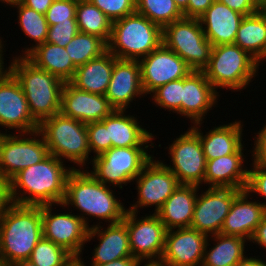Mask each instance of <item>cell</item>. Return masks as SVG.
Returning <instances> with one entry per match:
<instances>
[{
    "instance_id": "obj_1",
    "label": "cell",
    "mask_w": 266,
    "mask_h": 266,
    "mask_svg": "<svg viewBox=\"0 0 266 266\" xmlns=\"http://www.w3.org/2000/svg\"><path fill=\"white\" fill-rule=\"evenodd\" d=\"M63 163L49 154L41 162L19 171L8 181L10 202L32 206L61 204L68 175L75 169Z\"/></svg>"
},
{
    "instance_id": "obj_2",
    "label": "cell",
    "mask_w": 266,
    "mask_h": 266,
    "mask_svg": "<svg viewBox=\"0 0 266 266\" xmlns=\"http://www.w3.org/2000/svg\"><path fill=\"white\" fill-rule=\"evenodd\" d=\"M109 186L98 181L89 170L75 168L68 175L65 197L59 206L64 209L71 205L82 212L78 216L88 228L91 226L86 215L109 224L121 222L127 209Z\"/></svg>"
},
{
    "instance_id": "obj_3",
    "label": "cell",
    "mask_w": 266,
    "mask_h": 266,
    "mask_svg": "<svg viewBox=\"0 0 266 266\" xmlns=\"http://www.w3.org/2000/svg\"><path fill=\"white\" fill-rule=\"evenodd\" d=\"M42 237L41 206L10 203L0 218V261L29 259Z\"/></svg>"
},
{
    "instance_id": "obj_4",
    "label": "cell",
    "mask_w": 266,
    "mask_h": 266,
    "mask_svg": "<svg viewBox=\"0 0 266 266\" xmlns=\"http://www.w3.org/2000/svg\"><path fill=\"white\" fill-rule=\"evenodd\" d=\"M14 58L8 70L19 81L33 119L40 124L43 120L60 113L61 94L65 82L36 67L25 56L18 55Z\"/></svg>"
},
{
    "instance_id": "obj_5",
    "label": "cell",
    "mask_w": 266,
    "mask_h": 266,
    "mask_svg": "<svg viewBox=\"0 0 266 266\" xmlns=\"http://www.w3.org/2000/svg\"><path fill=\"white\" fill-rule=\"evenodd\" d=\"M161 44L162 28L135 12L113 21L107 50L117 59L139 60Z\"/></svg>"
},
{
    "instance_id": "obj_6",
    "label": "cell",
    "mask_w": 266,
    "mask_h": 266,
    "mask_svg": "<svg viewBox=\"0 0 266 266\" xmlns=\"http://www.w3.org/2000/svg\"><path fill=\"white\" fill-rule=\"evenodd\" d=\"M38 131L44 138L49 154L61 161L67 159L83 169L90 155L85 123L58 113L43 120Z\"/></svg>"
},
{
    "instance_id": "obj_7",
    "label": "cell",
    "mask_w": 266,
    "mask_h": 266,
    "mask_svg": "<svg viewBox=\"0 0 266 266\" xmlns=\"http://www.w3.org/2000/svg\"><path fill=\"white\" fill-rule=\"evenodd\" d=\"M259 63L236 44L213 46L208 65L202 70L217 90L239 91L246 89L256 77Z\"/></svg>"
},
{
    "instance_id": "obj_8",
    "label": "cell",
    "mask_w": 266,
    "mask_h": 266,
    "mask_svg": "<svg viewBox=\"0 0 266 266\" xmlns=\"http://www.w3.org/2000/svg\"><path fill=\"white\" fill-rule=\"evenodd\" d=\"M162 44L195 71H202L208 65L213 49L198 18L183 17L163 27Z\"/></svg>"
},
{
    "instance_id": "obj_9",
    "label": "cell",
    "mask_w": 266,
    "mask_h": 266,
    "mask_svg": "<svg viewBox=\"0 0 266 266\" xmlns=\"http://www.w3.org/2000/svg\"><path fill=\"white\" fill-rule=\"evenodd\" d=\"M148 147H112L97 156H91L92 171L89 172L103 184L119 186L134 182L144 166L154 157ZM94 170V171H93Z\"/></svg>"
},
{
    "instance_id": "obj_10",
    "label": "cell",
    "mask_w": 266,
    "mask_h": 266,
    "mask_svg": "<svg viewBox=\"0 0 266 266\" xmlns=\"http://www.w3.org/2000/svg\"><path fill=\"white\" fill-rule=\"evenodd\" d=\"M48 155V147L38 130L19 135L0 133V178L8 182L19 171L41 162Z\"/></svg>"
},
{
    "instance_id": "obj_11",
    "label": "cell",
    "mask_w": 266,
    "mask_h": 266,
    "mask_svg": "<svg viewBox=\"0 0 266 266\" xmlns=\"http://www.w3.org/2000/svg\"><path fill=\"white\" fill-rule=\"evenodd\" d=\"M137 214L127 210L122 220L128 229L131 254L140 262H159L167 230L155 213L141 219L137 218Z\"/></svg>"
},
{
    "instance_id": "obj_12",
    "label": "cell",
    "mask_w": 266,
    "mask_h": 266,
    "mask_svg": "<svg viewBox=\"0 0 266 266\" xmlns=\"http://www.w3.org/2000/svg\"><path fill=\"white\" fill-rule=\"evenodd\" d=\"M153 157L143 168L142 172L134 179L138 198L128 211L138 213L139 208L154 206V213L161 208L164 202L172 195L180 183L177 177L162 160Z\"/></svg>"
},
{
    "instance_id": "obj_13",
    "label": "cell",
    "mask_w": 266,
    "mask_h": 266,
    "mask_svg": "<svg viewBox=\"0 0 266 266\" xmlns=\"http://www.w3.org/2000/svg\"><path fill=\"white\" fill-rule=\"evenodd\" d=\"M188 130L168 147L172 166H166L180 184L201 186L207 161L199 136L191 128Z\"/></svg>"
},
{
    "instance_id": "obj_14",
    "label": "cell",
    "mask_w": 266,
    "mask_h": 266,
    "mask_svg": "<svg viewBox=\"0 0 266 266\" xmlns=\"http://www.w3.org/2000/svg\"><path fill=\"white\" fill-rule=\"evenodd\" d=\"M52 206H41L43 237L63 247L74 257H81L89 228L70 211L52 215Z\"/></svg>"
},
{
    "instance_id": "obj_15",
    "label": "cell",
    "mask_w": 266,
    "mask_h": 266,
    "mask_svg": "<svg viewBox=\"0 0 266 266\" xmlns=\"http://www.w3.org/2000/svg\"><path fill=\"white\" fill-rule=\"evenodd\" d=\"M138 62L145 95L170 81L182 79L193 71L180 56L163 44Z\"/></svg>"
},
{
    "instance_id": "obj_16",
    "label": "cell",
    "mask_w": 266,
    "mask_h": 266,
    "mask_svg": "<svg viewBox=\"0 0 266 266\" xmlns=\"http://www.w3.org/2000/svg\"><path fill=\"white\" fill-rule=\"evenodd\" d=\"M0 126L19 133L38 130L19 81L7 69L0 74Z\"/></svg>"
},
{
    "instance_id": "obj_17",
    "label": "cell",
    "mask_w": 266,
    "mask_h": 266,
    "mask_svg": "<svg viewBox=\"0 0 266 266\" xmlns=\"http://www.w3.org/2000/svg\"><path fill=\"white\" fill-rule=\"evenodd\" d=\"M241 191L235 188L209 187L197 195L190 227L209 236L220 233L231 205Z\"/></svg>"
},
{
    "instance_id": "obj_18",
    "label": "cell",
    "mask_w": 266,
    "mask_h": 266,
    "mask_svg": "<svg viewBox=\"0 0 266 266\" xmlns=\"http://www.w3.org/2000/svg\"><path fill=\"white\" fill-rule=\"evenodd\" d=\"M208 237L191 227L167 230L159 262L165 266H201Z\"/></svg>"
},
{
    "instance_id": "obj_19",
    "label": "cell",
    "mask_w": 266,
    "mask_h": 266,
    "mask_svg": "<svg viewBox=\"0 0 266 266\" xmlns=\"http://www.w3.org/2000/svg\"><path fill=\"white\" fill-rule=\"evenodd\" d=\"M114 110L104 95L86 92L65 82L61 94L62 115L88 124L102 121Z\"/></svg>"
},
{
    "instance_id": "obj_20",
    "label": "cell",
    "mask_w": 266,
    "mask_h": 266,
    "mask_svg": "<svg viewBox=\"0 0 266 266\" xmlns=\"http://www.w3.org/2000/svg\"><path fill=\"white\" fill-rule=\"evenodd\" d=\"M218 98L219 92L204 72L193 70L183 78L181 116L189 118L192 124L203 123L204 116L216 106Z\"/></svg>"
},
{
    "instance_id": "obj_21",
    "label": "cell",
    "mask_w": 266,
    "mask_h": 266,
    "mask_svg": "<svg viewBox=\"0 0 266 266\" xmlns=\"http://www.w3.org/2000/svg\"><path fill=\"white\" fill-rule=\"evenodd\" d=\"M138 60L114 62L110 83L105 94L115 110H125L139 96H144ZM136 97V98H135Z\"/></svg>"
},
{
    "instance_id": "obj_22",
    "label": "cell",
    "mask_w": 266,
    "mask_h": 266,
    "mask_svg": "<svg viewBox=\"0 0 266 266\" xmlns=\"http://www.w3.org/2000/svg\"><path fill=\"white\" fill-rule=\"evenodd\" d=\"M96 236L99 238H97L99 244L93 250L91 265L105 264L116 259L132 257L128 229L123 221L108 224L105 229L100 226V222L97 225H91L86 244Z\"/></svg>"
},
{
    "instance_id": "obj_23",
    "label": "cell",
    "mask_w": 266,
    "mask_h": 266,
    "mask_svg": "<svg viewBox=\"0 0 266 266\" xmlns=\"http://www.w3.org/2000/svg\"><path fill=\"white\" fill-rule=\"evenodd\" d=\"M249 196L252 195L245 189L235 197L222 225L221 234L239 236L250 241L266 209L261 202L249 201Z\"/></svg>"
},
{
    "instance_id": "obj_24",
    "label": "cell",
    "mask_w": 266,
    "mask_h": 266,
    "mask_svg": "<svg viewBox=\"0 0 266 266\" xmlns=\"http://www.w3.org/2000/svg\"><path fill=\"white\" fill-rule=\"evenodd\" d=\"M244 15L215 0L198 18L203 32L213 46L234 44Z\"/></svg>"
},
{
    "instance_id": "obj_25",
    "label": "cell",
    "mask_w": 266,
    "mask_h": 266,
    "mask_svg": "<svg viewBox=\"0 0 266 266\" xmlns=\"http://www.w3.org/2000/svg\"><path fill=\"white\" fill-rule=\"evenodd\" d=\"M244 145L235 153L208 160L205 167L204 183L208 187L235 188L245 190L249 169H243Z\"/></svg>"
},
{
    "instance_id": "obj_26",
    "label": "cell",
    "mask_w": 266,
    "mask_h": 266,
    "mask_svg": "<svg viewBox=\"0 0 266 266\" xmlns=\"http://www.w3.org/2000/svg\"><path fill=\"white\" fill-rule=\"evenodd\" d=\"M124 113H126L125 110H114L102 120L107 128L108 141H111V148L155 147L152 143L154 134L139 125L135 116ZM147 143L151 145H146Z\"/></svg>"
},
{
    "instance_id": "obj_27",
    "label": "cell",
    "mask_w": 266,
    "mask_h": 266,
    "mask_svg": "<svg viewBox=\"0 0 266 266\" xmlns=\"http://www.w3.org/2000/svg\"><path fill=\"white\" fill-rule=\"evenodd\" d=\"M200 186L180 184L156 212L166 230L188 228Z\"/></svg>"
},
{
    "instance_id": "obj_28",
    "label": "cell",
    "mask_w": 266,
    "mask_h": 266,
    "mask_svg": "<svg viewBox=\"0 0 266 266\" xmlns=\"http://www.w3.org/2000/svg\"><path fill=\"white\" fill-rule=\"evenodd\" d=\"M201 124H194L190 128L199 136L206 161L233 154L244 144L241 120L214 127L206 135L200 129Z\"/></svg>"
},
{
    "instance_id": "obj_29",
    "label": "cell",
    "mask_w": 266,
    "mask_h": 266,
    "mask_svg": "<svg viewBox=\"0 0 266 266\" xmlns=\"http://www.w3.org/2000/svg\"><path fill=\"white\" fill-rule=\"evenodd\" d=\"M116 60L107 50L100 57L77 67L69 82L78 89L105 96Z\"/></svg>"
},
{
    "instance_id": "obj_30",
    "label": "cell",
    "mask_w": 266,
    "mask_h": 266,
    "mask_svg": "<svg viewBox=\"0 0 266 266\" xmlns=\"http://www.w3.org/2000/svg\"><path fill=\"white\" fill-rule=\"evenodd\" d=\"M25 57L36 67L48 71L64 82H69L76 71L66 49L53 43L40 44Z\"/></svg>"
},
{
    "instance_id": "obj_31",
    "label": "cell",
    "mask_w": 266,
    "mask_h": 266,
    "mask_svg": "<svg viewBox=\"0 0 266 266\" xmlns=\"http://www.w3.org/2000/svg\"><path fill=\"white\" fill-rule=\"evenodd\" d=\"M234 44L246 51L259 64L266 61V12L263 9L244 16Z\"/></svg>"
},
{
    "instance_id": "obj_32",
    "label": "cell",
    "mask_w": 266,
    "mask_h": 266,
    "mask_svg": "<svg viewBox=\"0 0 266 266\" xmlns=\"http://www.w3.org/2000/svg\"><path fill=\"white\" fill-rule=\"evenodd\" d=\"M210 238L216 242L212 248L208 247ZM246 241L248 240L239 236L221 233L210 235L206 243L201 266H236L247 257L244 255Z\"/></svg>"
},
{
    "instance_id": "obj_33",
    "label": "cell",
    "mask_w": 266,
    "mask_h": 266,
    "mask_svg": "<svg viewBox=\"0 0 266 266\" xmlns=\"http://www.w3.org/2000/svg\"><path fill=\"white\" fill-rule=\"evenodd\" d=\"M75 17L80 32L95 35L108 44L113 22L98 7L89 0H78Z\"/></svg>"
},
{
    "instance_id": "obj_34",
    "label": "cell",
    "mask_w": 266,
    "mask_h": 266,
    "mask_svg": "<svg viewBox=\"0 0 266 266\" xmlns=\"http://www.w3.org/2000/svg\"><path fill=\"white\" fill-rule=\"evenodd\" d=\"M9 6L18 9L17 20L23 33L35 42L30 47L22 51V56H26L34 47L43 44L47 40L49 25L44 14L25 6L22 2H16Z\"/></svg>"
},
{
    "instance_id": "obj_35",
    "label": "cell",
    "mask_w": 266,
    "mask_h": 266,
    "mask_svg": "<svg viewBox=\"0 0 266 266\" xmlns=\"http://www.w3.org/2000/svg\"><path fill=\"white\" fill-rule=\"evenodd\" d=\"M65 49L77 68L90 60L100 57L107 51V44L95 35L79 31Z\"/></svg>"
},
{
    "instance_id": "obj_36",
    "label": "cell",
    "mask_w": 266,
    "mask_h": 266,
    "mask_svg": "<svg viewBox=\"0 0 266 266\" xmlns=\"http://www.w3.org/2000/svg\"><path fill=\"white\" fill-rule=\"evenodd\" d=\"M136 12L161 28L183 18L174 0H135Z\"/></svg>"
},
{
    "instance_id": "obj_37",
    "label": "cell",
    "mask_w": 266,
    "mask_h": 266,
    "mask_svg": "<svg viewBox=\"0 0 266 266\" xmlns=\"http://www.w3.org/2000/svg\"><path fill=\"white\" fill-rule=\"evenodd\" d=\"M74 256L63 247L42 237L33 249L29 260L37 266H67Z\"/></svg>"
},
{
    "instance_id": "obj_38",
    "label": "cell",
    "mask_w": 266,
    "mask_h": 266,
    "mask_svg": "<svg viewBox=\"0 0 266 266\" xmlns=\"http://www.w3.org/2000/svg\"><path fill=\"white\" fill-rule=\"evenodd\" d=\"M182 88L183 78L170 81L152 92V101L160 106V109L163 108L165 111L168 109V111L181 115Z\"/></svg>"
},
{
    "instance_id": "obj_39",
    "label": "cell",
    "mask_w": 266,
    "mask_h": 266,
    "mask_svg": "<svg viewBox=\"0 0 266 266\" xmlns=\"http://www.w3.org/2000/svg\"><path fill=\"white\" fill-rule=\"evenodd\" d=\"M113 21L136 12L135 0H89Z\"/></svg>"
},
{
    "instance_id": "obj_40",
    "label": "cell",
    "mask_w": 266,
    "mask_h": 266,
    "mask_svg": "<svg viewBox=\"0 0 266 266\" xmlns=\"http://www.w3.org/2000/svg\"><path fill=\"white\" fill-rule=\"evenodd\" d=\"M77 2L78 0H54L45 14L48 25H56L59 22H69V19H76Z\"/></svg>"
},
{
    "instance_id": "obj_41",
    "label": "cell",
    "mask_w": 266,
    "mask_h": 266,
    "mask_svg": "<svg viewBox=\"0 0 266 266\" xmlns=\"http://www.w3.org/2000/svg\"><path fill=\"white\" fill-rule=\"evenodd\" d=\"M78 32L76 19H69V22H59L49 26L46 42L65 48Z\"/></svg>"
},
{
    "instance_id": "obj_42",
    "label": "cell",
    "mask_w": 266,
    "mask_h": 266,
    "mask_svg": "<svg viewBox=\"0 0 266 266\" xmlns=\"http://www.w3.org/2000/svg\"><path fill=\"white\" fill-rule=\"evenodd\" d=\"M89 139L90 153L93 151L95 156L111 148V141H108L107 128L102 121L86 124Z\"/></svg>"
},
{
    "instance_id": "obj_43",
    "label": "cell",
    "mask_w": 266,
    "mask_h": 266,
    "mask_svg": "<svg viewBox=\"0 0 266 266\" xmlns=\"http://www.w3.org/2000/svg\"><path fill=\"white\" fill-rule=\"evenodd\" d=\"M252 166L254 168L249 170L246 190L248 193H256L266 199V166L259 164L256 160L253 161ZM262 204L266 209V202Z\"/></svg>"
},
{
    "instance_id": "obj_44",
    "label": "cell",
    "mask_w": 266,
    "mask_h": 266,
    "mask_svg": "<svg viewBox=\"0 0 266 266\" xmlns=\"http://www.w3.org/2000/svg\"><path fill=\"white\" fill-rule=\"evenodd\" d=\"M227 5L230 9L235 10L244 16L252 15L261 8L254 0H218Z\"/></svg>"
},
{
    "instance_id": "obj_45",
    "label": "cell",
    "mask_w": 266,
    "mask_h": 266,
    "mask_svg": "<svg viewBox=\"0 0 266 266\" xmlns=\"http://www.w3.org/2000/svg\"><path fill=\"white\" fill-rule=\"evenodd\" d=\"M254 146L252 159L256 160L259 164L266 166V125L254 137Z\"/></svg>"
},
{
    "instance_id": "obj_46",
    "label": "cell",
    "mask_w": 266,
    "mask_h": 266,
    "mask_svg": "<svg viewBox=\"0 0 266 266\" xmlns=\"http://www.w3.org/2000/svg\"><path fill=\"white\" fill-rule=\"evenodd\" d=\"M215 0H189L187 9L183 12L186 18H199Z\"/></svg>"
},
{
    "instance_id": "obj_47",
    "label": "cell",
    "mask_w": 266,
    "mask_h": 266,
    "mask_svg": "<svg viewBox=\"0 0 266 266\" xmlns=\"http://www.w3.org/2000/svg\"><path fill=\"white\" fill-rule=\"evenodd\" d=\"M249 242L262 246L266 249V213L264 214L261 223L256 227Z\"/></svg>"
},
{
    "instance_id": "obj_48",
    "label": "cell",
    "mask_w": 266,
    "mask_h": 266,
    "mask_svg": "<svg viewBox=\"0 0 266 266\" xmlns=\"http://www.w3.org/2000/svg\"><path fill=\"white\" fill-rule=\"evenodd\" d=\"M53 1L54 0H22L21 2L25 6L45 15Z\"/></svg>"
},
{
    "instance_id": "obj_49",
    "label": "cell",
    "mask_w": 266,
    "mask_h": 266,
    "mask_svg": "<svg viewBox=\"0 0 266 266\" xmlns=\"http://www.w3.org/2000/svg\"><path fill=\"white\" fill-rule=\"evenodd\" d=\"M10 203L8 182L0 178V218Z\"/></svg>"
},
{
    "instance_id": "obj_50",
    "label": "cell",
    "mask_w": 266,
    "mask_h": 266,
    "mask_svg": "<svg viewBox=\"0 0 266 266\" xmlns=\"http://www.w3.org/2000/svg\"><path fill=\"white\" fill-rule=\"evenodd\" d=\"M140 263L141 262L137 258L132 256V257L116 259L110 263L91 265V266H138Z\"/></svg>"
},
{
    "instance_id": "obj_51",
    "label": "cell",
    "mask_w": 266,
    "mask_h": 266,
    "mask_svg": "<svg viewBox=\"0 0 266 266\" xmlns=\"http://www.w3.org/2000/svg\"><path fill=\"white\" fill-rule=\"evenodd\" d=\"M236 266H266V262L262 258L258 257H246L244 260L240 261Z\"/></svg>"
},
{
    "instance_id": "obj_52",
    "label": "cell",
    "mask_w": 266,
    "mask_h": 266,
    "mask_svg": "<svg viewBox=\"0 0 266 266\" xmlns=\"http://www.w3.org/2000/svg\"><path fill=\"white\" fill-rule=\"evenodd\" d=\"M5 266H37V265H35L29 259H26V260H19V261H15L9 264H5Z\"/></svg>"
},
{
    "instance_id": "obj_53",
    "label": "cell",
    "mask_w": 266,
    "mask_h": 266,
    "mask_svg": "<svg viewBox=\"0 0 266 266\" xmlns=\"http://www.w3.org/2000/svg\"><path fill=\"white\" fill-rule=\"evenodd\" d=\"M3 40L2 39H0V74L1 73H3V72H5L6 70H7V67H6V69L4 68L5 66L3 65L4 64V54H3V50H4V45L2 44L3 42H2Z\"/></svg>"
},
{
    "instance_id": "obj_54",
    "label": "cell",
    "mask_w": 266,
    "mask_h": 266,
    "mask_svg": "<svg viewBox=\"0 0 266 266\" xmlns=\"http://www.w3.org/2000/svg\"><path fill=\"white\" fill-rule=\"evenodd\" d=\"M176 6L179 8V10L183 13L188 6V1L189 0H174Z\"/></svg>"
},
{
    "instance_id": "obj_55",
    "label": "cell",
    "mask_w": 266,
    "mask_h": 266,
    "mask_svg": "<svg viewBox=\"0 0 266 266\" xmlns=\"http://www.w3.org/2000/svg\"><path fill=\"white\" fill-rule=\"evenodd\" d=\"M81 257H74V259L67 266H86Z\"/></svg>"
},
{
    "instance_id": "obj_56",
    "label": "cell",
    "mask_w": 266,
    "mask_h": 266,
    "mask_svg": "<svg viewBox=\"0 0 266 266\" xmlns=\"http://www.w3.org/2000/svg\"><path fill=\"white\" fill-rule=\"evenodd\" d=\"M144 264L145 265L143 266H165L164 264H161L160 262H145ZM140 265H142V262L138 266Z\"/></svg>"
},
{
    "instance_id": "obj_57",
    "label": "cell",
    "mask_w": 266,
    "mask_h": 266,
    "mask_svg": "<svg viewBox=\"0 0 266 266\" xmlns=\"http://www.w3.org/2000/svg\"><path fill=\"white\" fill-rule=\"evenodd\" d=\"M258 6L263 9L266 6V0H254Z\"/></svg>"
},
{
    "instance_id": "obj_58",
    "label": "cell",
    "mask_w": 266,
    "mask_h": 266,
    "mask_svg": "<svg viewBox=\"0 0 266 266\" xmlns=\"http://www.w3.org/2000/svg\"><path fill=\"white\" fill-rule=\"evenodd\" d=\"M2 3H6L7 6L8 4L11 5L13 3H16V2H21L22 0H0Z\"/></svg>"
},
{
    "instance_id": "obj_59",
    "label": "cell",
    "mask_w": 266,
    "mask_h": 266,
    "mask_svg": "<svg viewBox=\"0 0 266 266\" xmlns=\"http://www.w3.org/2000/svg\"><path fill=\"white\" fill-rule=\"evenodd\" d=\"M0 266H5V264L0 261Z\"/></svg>"
}]
</instances>
